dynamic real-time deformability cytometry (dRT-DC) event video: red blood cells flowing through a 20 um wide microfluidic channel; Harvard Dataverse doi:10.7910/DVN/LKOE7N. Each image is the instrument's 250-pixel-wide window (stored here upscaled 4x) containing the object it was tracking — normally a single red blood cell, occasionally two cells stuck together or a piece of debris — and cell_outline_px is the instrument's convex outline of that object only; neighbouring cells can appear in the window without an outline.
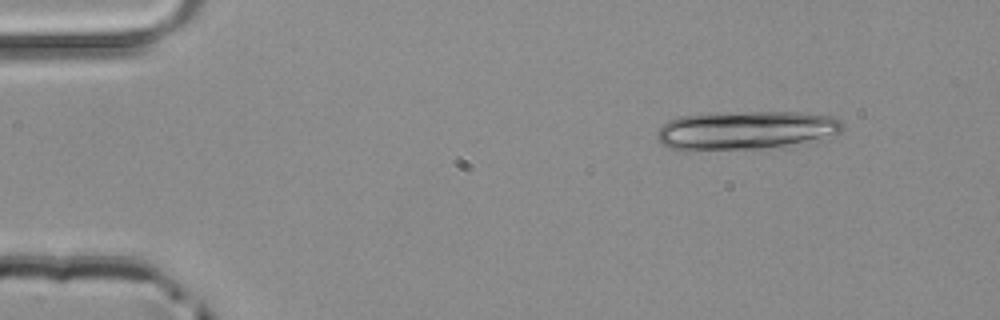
{"species": "common noctule bat (a hibernating species)", "species_latin": "Nyctalus noctula", "temperature_condition": "room temperature", "stored_images_in_passage": 13, "camera_frame_rate_fps": 3000, "um_per_image_px": 0.085, "animal": {"sex": "male", "body_mass_g": 20.4}, "frame": {"image": 1, "passage_image": 1, "time_ms": 0.0, "image_size_px": [1000, 320], "cell_outline_px": [[844, 128], [840, 132], [820, 140], [808, 144], [764, 148], [688, 152], [680, 152], [668, 148], [656, 136], [656, 132], [668, 120], [680, 116], [748, 112], [800, 112], [832, 116], [840, 120]], "centroid_in_image_um": [63.41, 11.11], "position_along_channel_um": 21.6, "area_um2": 42.6}}